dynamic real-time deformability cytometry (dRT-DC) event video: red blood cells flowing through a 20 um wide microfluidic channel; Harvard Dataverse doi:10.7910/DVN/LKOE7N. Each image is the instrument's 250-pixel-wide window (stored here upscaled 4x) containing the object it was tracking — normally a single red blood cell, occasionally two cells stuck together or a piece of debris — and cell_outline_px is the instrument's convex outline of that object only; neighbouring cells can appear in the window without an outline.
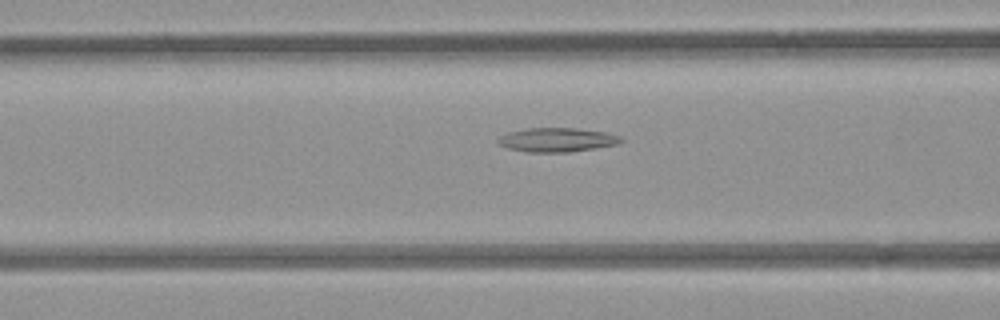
{"species": "common noctule bat (a hibernating species)", "species_latin": "Nyctalus noctula", "temperature_condition": "room temperature", "stored_images_in_passage": 34, "segment_of_instrument_passage": [1, 2], "camera_frame_rate_fps": 3000, "um_per_image_px": 0.085, "animal": {"sex": "female", "body_mass_g": 21.9}, "frame": {"image": 1, "passage_image": 14, "time_ms": 4.333, "image_size_px": [1000, 320], "cell_outline_px": [[624, 140], [616, 144], [596, 148], [572, 152], [528, 152], [508, 148], [500, 144], [496, 140], [500, 136], [508, 132], [528, 128], [576, 128], [604, 132], [620, 136]], "centroid_in_image_um": [47.34, 11.89], "position_along_channel_um": 119.3, "area_um2": 17.17}}
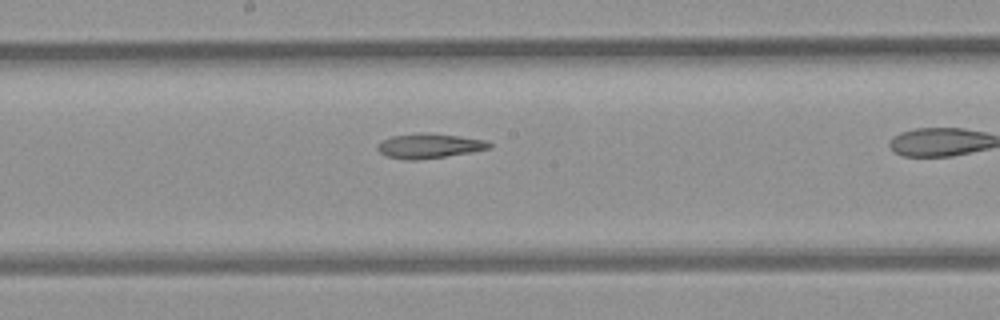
{"frame": {"image": 2, "passage_image": 21, "time_ms": 6.667, "image_size_px": [1000, 320], "cell_outline_px": [[492, 144], [488, 148], [468, 152], [444, 156], [416, 160], [408, 160], [384, 156], [376, 148], [376, 144], [380, 140], [392, 136], [420, 132], [424, 132], [460, 136], [488, 140]], "centroid_in_image_um": [36.41, 12.38], "position_along_channel_um": 211.8, "area_um2": 16.13}}
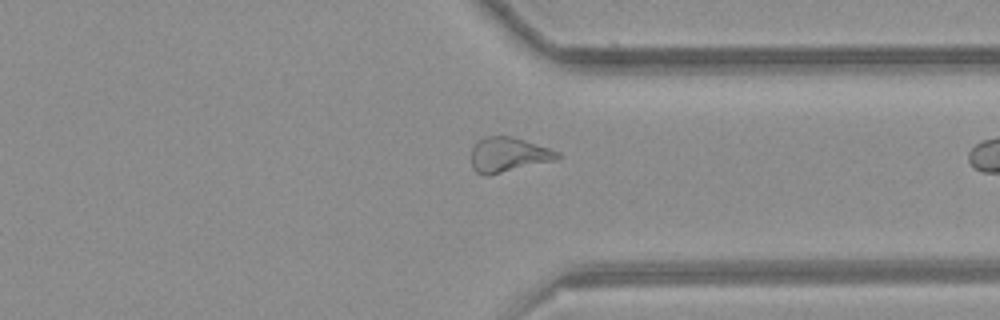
{"frame": {"image": 3, "passage_image": 33, "time_ms": 10.667, "image_size_px": [1000, 320], "cell_outline_px": [[560, 156], [556, 160], [488, 176], [484, 176], [476, 172], [472, 168], [472, 148], [476, 140], [488, 136], [512, 136], [560, 152]], "centroid_in_image_um": [43.18, 13.16], "position_along_channel_um": 368.2, "area_um2": 17.51}}